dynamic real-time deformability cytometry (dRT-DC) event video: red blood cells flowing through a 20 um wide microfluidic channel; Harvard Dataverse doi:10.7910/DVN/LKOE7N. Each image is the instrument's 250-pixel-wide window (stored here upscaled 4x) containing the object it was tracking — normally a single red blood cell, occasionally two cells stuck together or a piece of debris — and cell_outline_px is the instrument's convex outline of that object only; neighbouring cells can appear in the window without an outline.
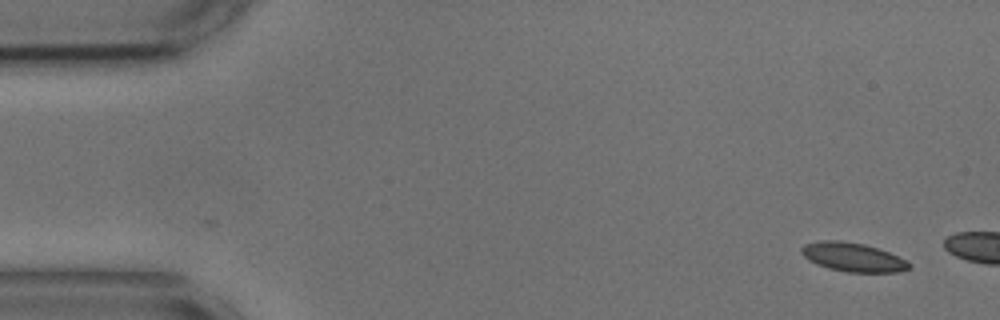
{"species": "common noctule bat (a hibernating species)", "species_latin": "Nyctalus noctula", "temperature_condition": "cold", "stored_images_in_passage": 6, "camera_frame_rate_fps": 3000, "um_per_image_px": 0.085, "animal": {"sex": "male", "body_mass_g": 17.9, "forearm_length_mm": 54.2}, "frame": {"image": 1, "passage_image": 1, "time_ms": 0.0, "image_size_px": [1000, 320], "cell_outline_px": [[912, 264], [908, 268], [900, 272], [848, 272], [828, 268], [816, 264], [808, 260], [800, 252], [800, 248], [804, 244], [820, 240], [840, 240], [864, 244], [888, 252]], "centroid_in_image_um": [72.44, 21.85], "position_along_channel_um": 12.6, "area_um2": 18.03}}